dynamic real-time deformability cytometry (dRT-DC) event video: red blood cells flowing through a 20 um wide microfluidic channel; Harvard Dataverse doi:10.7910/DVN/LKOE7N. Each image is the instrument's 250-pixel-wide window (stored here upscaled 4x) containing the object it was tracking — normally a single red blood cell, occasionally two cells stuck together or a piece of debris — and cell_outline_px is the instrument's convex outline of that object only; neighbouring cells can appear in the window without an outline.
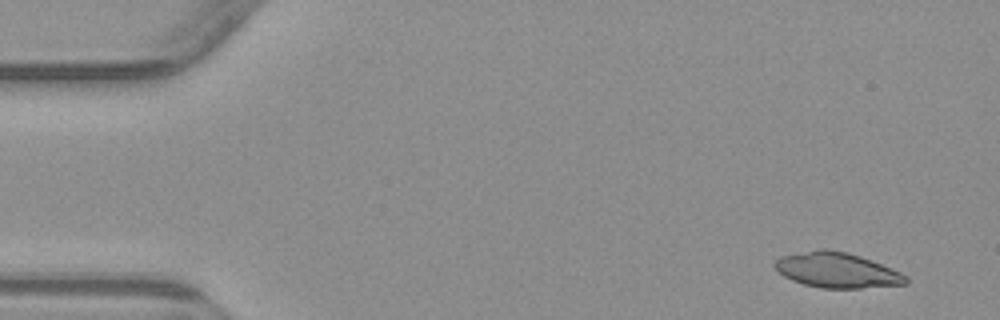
{"species": "common noctule bat (a hibernating species)", "species_latin": "Nyctalus noctula", "temperature_condition": "warm", "stored_images_in_passage": 4, "camera_frame_rate_fps": 3000, "um_per_image_px": 0.085, "animal": {"sex": "male", "body_mass_g": 23.1, "forearm_length_mm": 52.7}, "frame": {"image": 1, "passage_image": 1, "time_ms": 0.0, "image_size_px": [1000, 320], "cell_outline_px": [[908, 284], [860, 288], [820, 288], [804, 284], [792, 280], [784, 276], [772, 264], [780, 256], [820, 248], [824, 248], [848, 252], [860, 256], [900, 272], [908, 276]], "centroid_in_image_um": [71.13, 22.96], "position_along_channel_um": 13.9, "area_um2": 26.88}}